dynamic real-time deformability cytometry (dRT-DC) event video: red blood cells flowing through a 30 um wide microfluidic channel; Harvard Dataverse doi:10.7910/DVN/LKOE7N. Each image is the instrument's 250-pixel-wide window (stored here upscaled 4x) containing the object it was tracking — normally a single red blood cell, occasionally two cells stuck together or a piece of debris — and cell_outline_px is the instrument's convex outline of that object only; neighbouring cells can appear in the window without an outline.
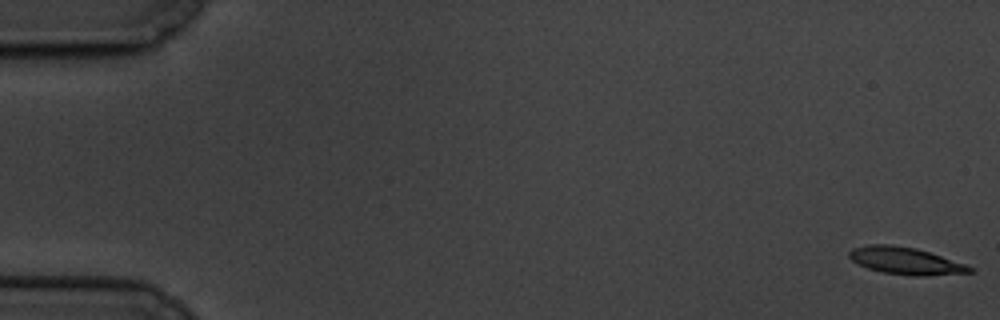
{"species": "common noctule bat (a hibernating species)", "species_latin": "Nyctalus noctula", "temperature_condition": "cold", "stored_images_in_passage": 60, "camera_frame_rate_fps": 3000, "um_per_image_px": 0.085, "animal": {"sex": "male", "body_mass_g": 19.5, "forearm_length_mm": 54.6}, "frame": {"image": 1, "passage_image": 1, "time_ms": 0.0, "image_size_px": [1000, 320], "cell_outline_px": [[976, 272], [924, 276], [912, 276], [880, 272], [856, 264], [848, 256], [848, 252], [852, 248], [868, 244], [892, 244], [916, 248], [976, 268]], "centroid_in_image_um": [76.94, 22.17], "position_along_channel_um": 8.1, "area_um2": 19.25}}
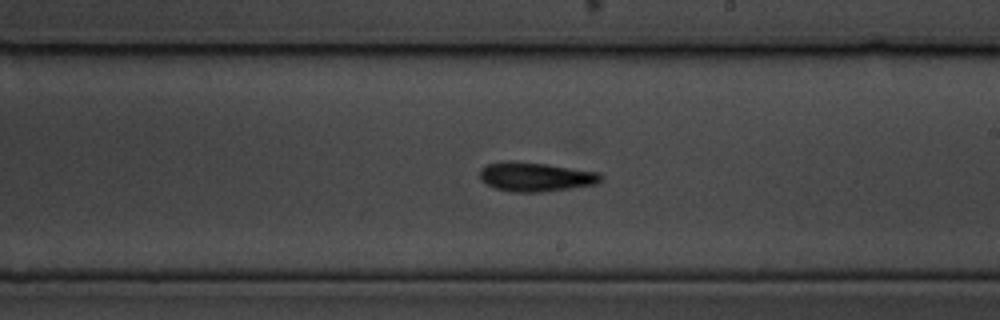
{"frame": {"image": 2, "passage_image": 35, "time_ms": 11.333, "image_size_px": [1000, 320], "cell_outline_px": [[604, 180], [596, 184], [572, 188], [540, 192], [512, 192], [496, 188], [480, 180], [480, 168], [488, 164], [500, 160], [508, 160], [548, 164], [600, 172], [604, 176]], "centroid_in_image_um": [45.55, 15.01], "position_along_channel_um": 243.4, "area_um2": 20.92}}
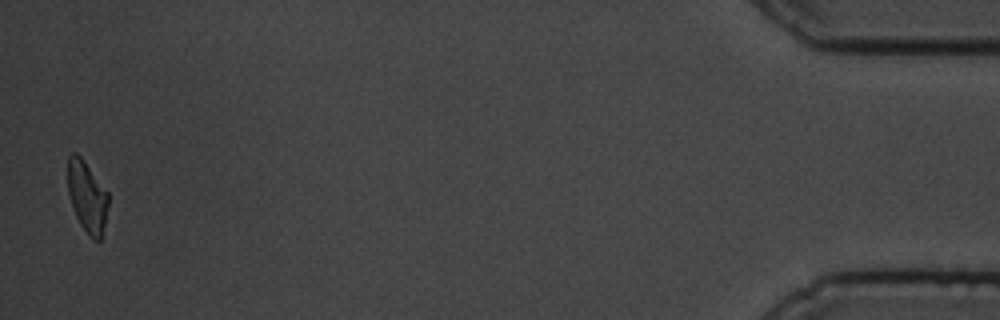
{"frame": {"image": 3, "passage_image": 59, "time_ms": 19.333, "image_size_px": [1000, 320], "cell_outline_px": [[108, 204], [104, 224], [100, 240], [92, 240], [88, 236], [80, 224], [76, 216], [68, 192], [68, 156], [72, 152], [76, 152], [84, 160], [108, 192]], "centroid_in_image_um": [7.4, 16.71], "position_along_channel_um": 427.8, "area_um2": 16.7}, "authors_computed_cell_mechanics": {"area_um2": 19.4208, "velocity_mm_per_s": 3.3731, "shape_relaxation_time_tau1_ms": 2.3815, "shape_relaxation_time_tau2_ms": 6.746, "deformation_change_tau1": 0.1513, "deformation_change_tau2": 0.1771}}